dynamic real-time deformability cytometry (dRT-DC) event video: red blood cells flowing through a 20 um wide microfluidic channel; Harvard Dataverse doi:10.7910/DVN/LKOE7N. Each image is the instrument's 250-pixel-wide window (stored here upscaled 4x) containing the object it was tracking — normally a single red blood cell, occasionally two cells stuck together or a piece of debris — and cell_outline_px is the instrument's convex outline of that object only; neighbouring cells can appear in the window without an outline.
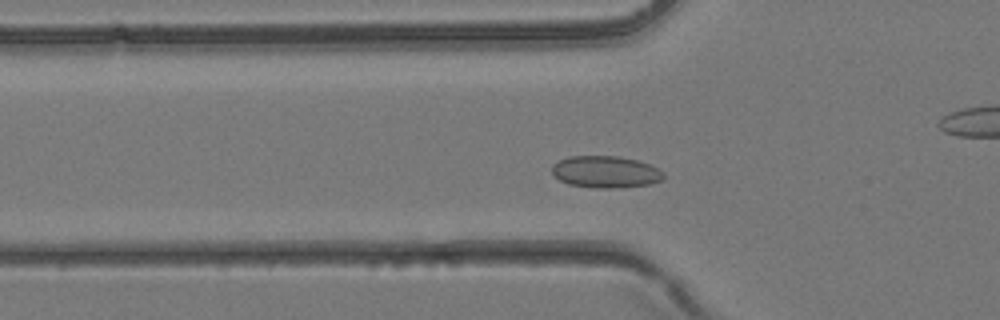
{"species": "common noctule bat (a hibernating species)", "species_latin": "Nyctalus noctula", "temperature_condition": "room temperature", "stored_images_in_passage": 38, "camera_frame_rate_fps": 3000, "um_per_image_px": 0.085, "animal": {"sex": "female", "body_mass_g": 24.6, "forearm_length_mm": 56.2}, "frame": {"image": 1, "passage_image": 10, "time_ms": 3.0, "image_size_px": [1000, 320], "cell_outline_px": [[664, 180], [648, 184], [620, 188], [596, 188], [568, 184], [560, 180], [552, 172], [552, 164], [568, 156], [620, 156], [636, 160], [648, 164], [664, 172]], "centroid_in_image_um": [51.48, 14.61], "position_along_channel_um": 74.3, "area_um2": 20.75}}
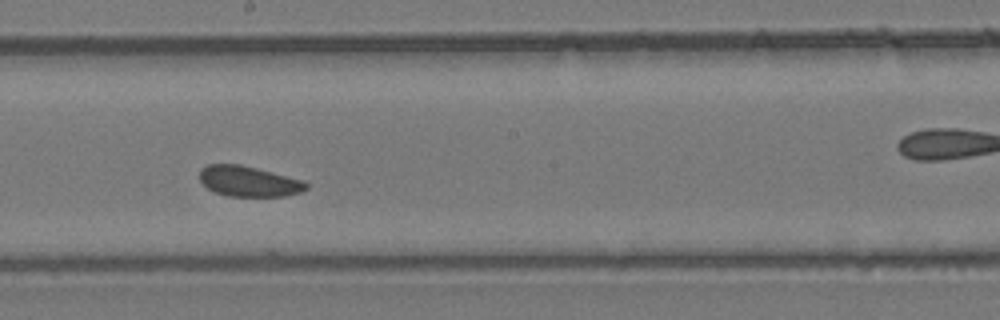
{"frame": {"image": 2, "passage_image": 19, "time_ms": 6.0, "image_size_px": [1000, 320], "cell_outline_px": [[308, 188], [300, 192], [284, 196], [228, 196], [216, 192], [208, 188], [200, 180], [200, 168], [208, 164], [240, 164], [304, 180], [308, 184]], "centroid_in_image_um": [21.15, 15.4], "position_along_channel_um": 227.1, "area_um2": 18.84}}
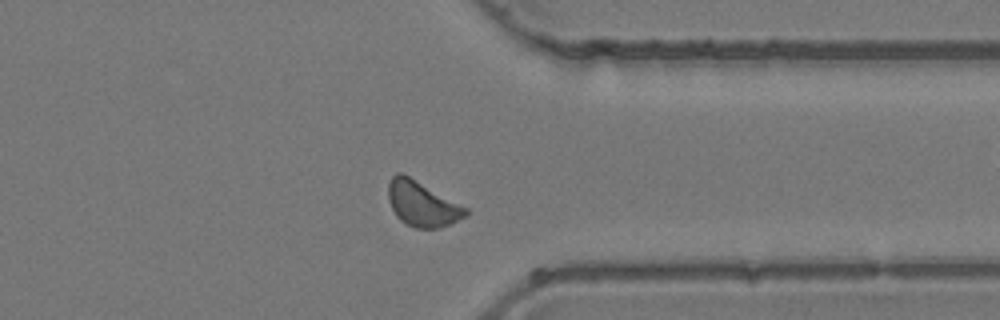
{"frame": {"image": 3, "passage_image": 28, "time_ms": 9.0, "image_size_px": [1000, 320], "cell_outline_px": [[468, 216], [452, 224], [440, 228], [416, 228], [400, 220], [396, 216], [388, 200], [388, 184], [392, 176], [396, 172], [400, 172], [408, 176], [468, 208]], "centroid_in_image_um": [35.9, 17.35], "position_along_channel_um": 375.5, "area_um2": 20.29}}